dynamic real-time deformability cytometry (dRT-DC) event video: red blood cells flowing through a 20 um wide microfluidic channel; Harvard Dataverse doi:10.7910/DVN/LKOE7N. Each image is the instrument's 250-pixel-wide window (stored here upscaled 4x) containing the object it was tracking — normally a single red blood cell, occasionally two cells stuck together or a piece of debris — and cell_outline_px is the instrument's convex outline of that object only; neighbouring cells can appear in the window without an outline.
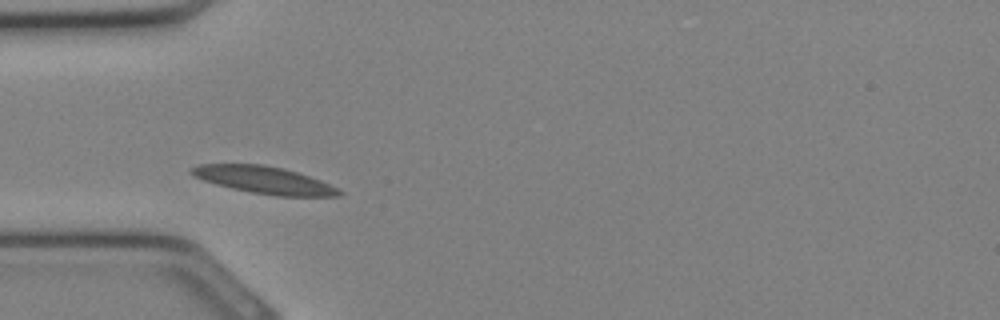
{"species": "Egyptian fruit bat (a non-hibernating species)", "species_latin": "Rousettus aegyptiacus", "temperature_condition": "cold", "stored_images_in_passage": 22, "camera_frame_rate_fps": 3000, "um_per_image_px": 0.085, "animal": {"sex": "female"}, "frame": {"image": 1, "passage_image": 1, "time_ms": 0.0, "image_size_px": [1000, 320], "cell_outline_px": [[344, 192], [340, 196], [276, 196], [252, 192], [232, 188], [216, 184], [192, 176], [188, 172], [192, 168], [200, 164], [264, 164], [284, 168], [320, 180]], "centroid_in_image_um": [22.43, 15.29], "position_along_channel_um": 62.6, "area_um2": 23.24}}
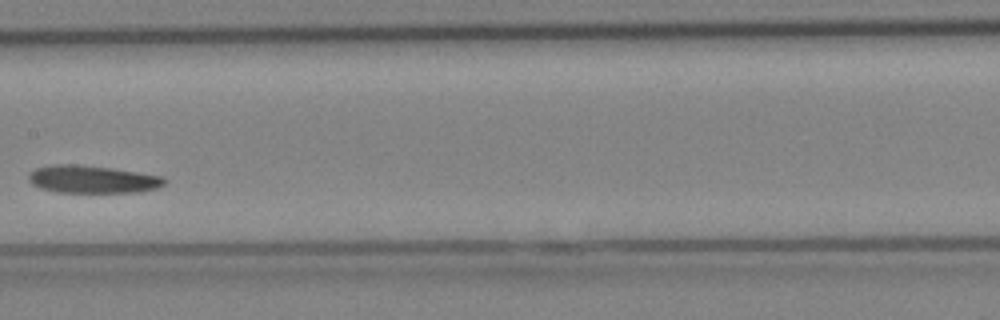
{"frame": {"image": 2, "passage_image": 8, "time_ms": 2.333, "image_size_px": [1000, 320], "cell_outline_px": [[168, 180], [164, 184], [156, 188], [140, 192], [56, 192], [40, 188], [32, 184], [28, 180], [28, 176], [36, 168], [56, 164], [68, 164], [112, 168], [164, 176]], "centroid_in_image_um": [7.89, 15.24], "position_along_channel_um": 199.5, "area_um2": 21.79}}
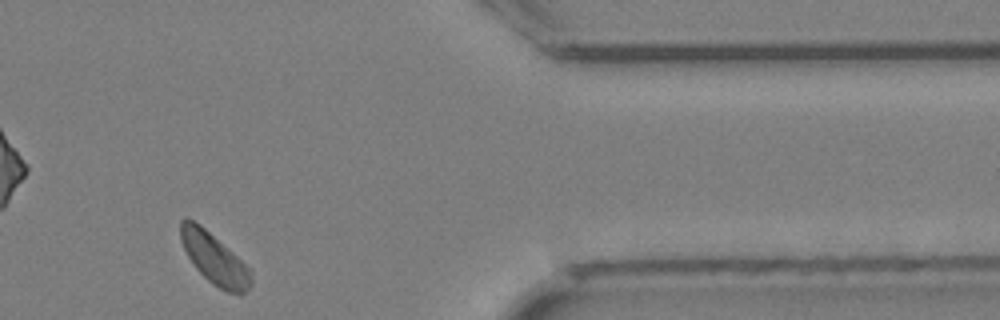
{"frame": {"image": 3, "passage_image": 19, "time_ms": 6.0, "image_size_px": [1000, 320], "cell_outline_px": [[252, 284], [240, 296], [228, 292], [212, 284], [192, 264], [180, 240], [180, 220], [184, 216], [188, 216], [200, 224], [252, 268]], "centroid_in_image_um": [18.23, 21.97], "position_along_channel_um": 393.2, "area_um2": 21.33}}